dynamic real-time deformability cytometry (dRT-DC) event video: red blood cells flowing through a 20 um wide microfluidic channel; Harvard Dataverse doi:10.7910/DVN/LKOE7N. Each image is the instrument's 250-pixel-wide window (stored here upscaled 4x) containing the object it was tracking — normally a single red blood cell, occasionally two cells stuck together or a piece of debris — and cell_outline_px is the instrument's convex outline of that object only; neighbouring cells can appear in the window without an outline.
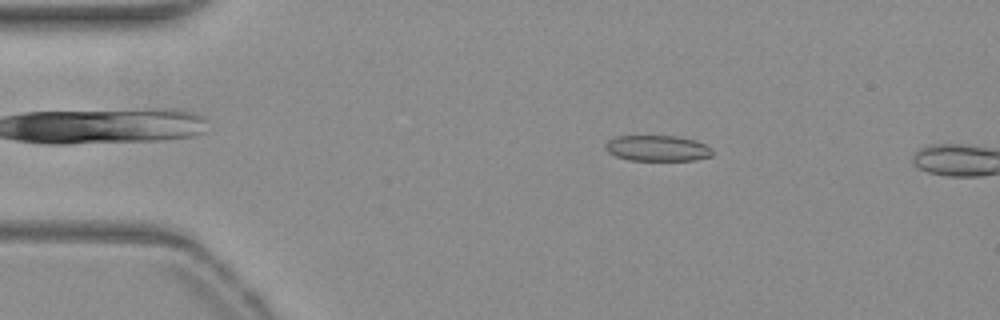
{"species": "common noctule bat (a hibernating species)", "species_latin": "Nyctalus noctula", "temperature_condition": "warm", "stored_images_in_passage": 3, "camera_frame_rate_fps": 3000, "um_per_image_px": 0.085, "animal": {"sex": "female", "body_mass_g": 19.3, "forearm_length_mm": 54.1}, "frame": {"image": 1, "passage_image": 1, "time_ms": 0.0, "image_size_px": [1000, 320], "cell_outline_px": [[712, 156], [696, 160], [628, 160], [616, 156], [608, 152], [604, 148], [604, 144], [608, 140], [616, 136], [676, 136], [696, 140], [712, 148]], "centroid_in_image_um": [55.87, 12.6], "position_along_channel_um": 29.1, "area_um2": 16.18}}